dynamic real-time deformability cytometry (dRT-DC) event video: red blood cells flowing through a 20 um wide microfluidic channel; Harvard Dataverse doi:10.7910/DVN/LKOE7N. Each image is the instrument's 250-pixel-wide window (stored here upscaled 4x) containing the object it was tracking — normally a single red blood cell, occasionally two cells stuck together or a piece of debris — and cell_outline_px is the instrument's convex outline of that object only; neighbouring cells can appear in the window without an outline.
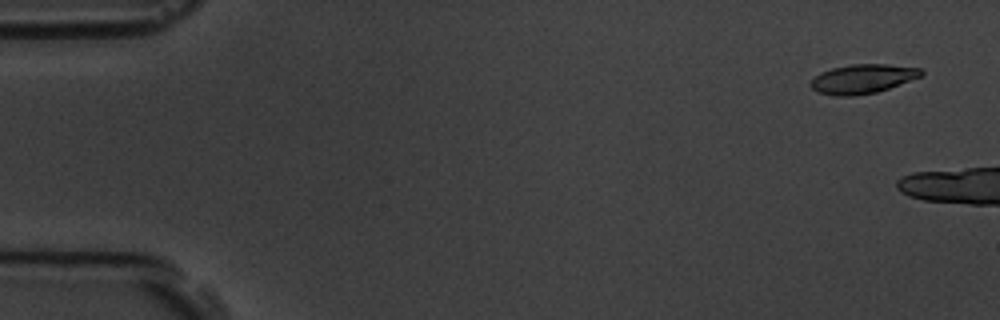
{"species": "common noctule bat (a hibernating species)", "species_latin": "Nyctalus noctula", "temperature_condition": "room temperature", "stored_images_in_passage": 3, "camera_frame_rate_fps": 3000, "um_per_image_px": 0.085, "animal": {"sex": "male", "body_mass_g": 19.5, "forearm_length_mm": 54.6}, "frame": {"image": 1, "passage_image": 1, "time_ms": 0.0, "image_size_px": [1000, 320], "cell_outline_px": [[924, 72], [920, 76], [888, 88], [876, 92], [856, 96], [832, 96], [820, 92], [812, 88], [808, 84], [816, 76], [832, 68], [852, 64], [888, 64], [920, 68]], "centroid_in_image_um": [73.31, 6.71], "position_along_channel_um": 11.7, "area_um2": 18.55}}